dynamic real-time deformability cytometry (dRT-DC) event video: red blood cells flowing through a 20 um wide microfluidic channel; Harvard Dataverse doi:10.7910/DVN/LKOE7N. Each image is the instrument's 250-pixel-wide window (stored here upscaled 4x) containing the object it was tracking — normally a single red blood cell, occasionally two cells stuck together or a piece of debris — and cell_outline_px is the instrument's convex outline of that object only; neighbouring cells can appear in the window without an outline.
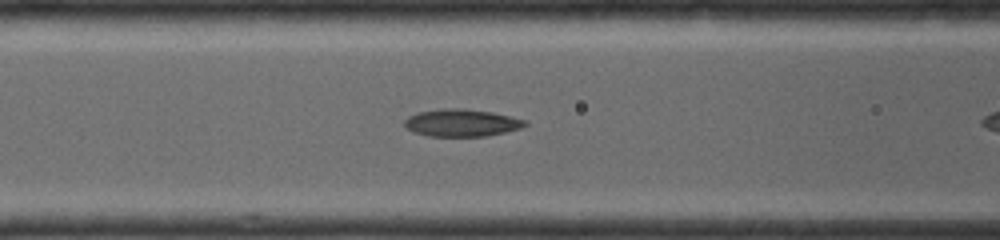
{"species": "common noctule bat (a hibernating species)", "species_latin": "Nyctalus noctula", "temperature_condition": "room temperature", "stored_images_in_passage": 6, "camera_frame_rate_fps": 4000, "um_per_image_px": 0.085, "animal": {"sex": "female", "body_mass_g": 19.0, "forearm_length_mm": 56.7}, "frame": {"image": 1, "passage_image": 6, "time_ms": 5.0, "image_size_px": [1000, 240], "cell_outline_px": [[528, 124], [520, 128], [504, 132], [484, 136], [432, 136], [416, 132], [408, 128], [404, 124], [404, 120], [408, 116], [416, 112], [444, 108], [464, 108], [492, 112], [528, 120]], "centroid_in_image_um": [39.25, 10.42], "position_along_channel_um": 127.3, "area_um2": 19.13}}